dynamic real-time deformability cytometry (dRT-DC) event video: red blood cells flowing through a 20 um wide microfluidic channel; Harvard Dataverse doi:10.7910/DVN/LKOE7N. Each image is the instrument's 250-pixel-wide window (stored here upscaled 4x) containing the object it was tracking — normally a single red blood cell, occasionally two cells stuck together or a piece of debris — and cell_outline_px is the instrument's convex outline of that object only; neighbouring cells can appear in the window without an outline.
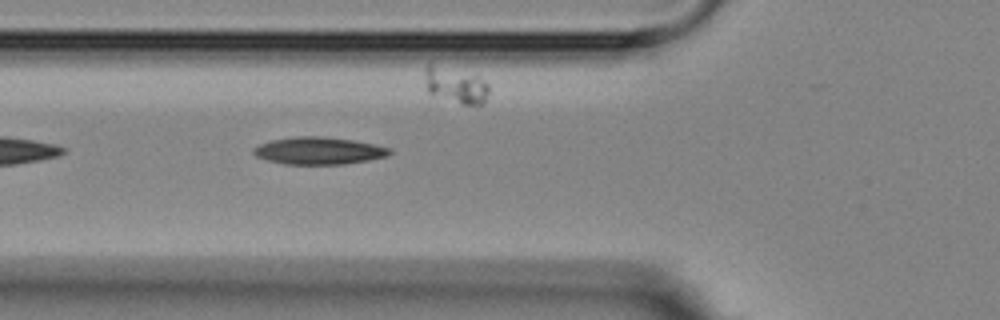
{"species": "Egyptian fruit bat (a non-hibernating species)", "species_latin": "Rousettus aegyptiacus", "temperature_condition": "room temperature", "stored_images_in_passage": 8, "camera_frame_rate_fps": 3000, "um_per_image_px": 0.085, "animal": {"sex": "female"}, "frame": {"image": 1, "passage_image": 5, "time_ms": 5.667, "image_size_px": [1000, 320], "cell_outline_px": [[392, 152], [388, 156], [368, 160], [344, 164], [284, 164], [268, 160], [256, 156], [252, 152], [252, 148], [260, 144], [272, 140], [296, 136], [320, 136], [352, 140], [376, 144], [392, 148]], "centroid_in_image_um": [27.12, 12.81], "position_along_channel_um": 98.7, "area_um2": 21.68}}
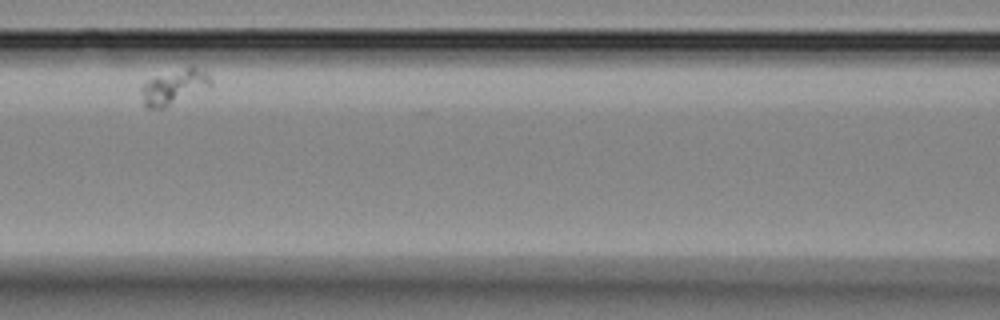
{"frame": {"image": 2, "passage_image": 7, "time_ms": 8.0, "image_size_px": [1000, 320], "cell_outline_px": [[212, 84], [164, 108], [148, 108], [144, 104], [140, 92], [140, 88], [148, 80], [156, 76], [192, 64], [204, 72], [212, 80]], "centroid_in_image_um": [14.76, 7.36], "position_along_channel_um": 151.8, "area_um2": 13.81}}